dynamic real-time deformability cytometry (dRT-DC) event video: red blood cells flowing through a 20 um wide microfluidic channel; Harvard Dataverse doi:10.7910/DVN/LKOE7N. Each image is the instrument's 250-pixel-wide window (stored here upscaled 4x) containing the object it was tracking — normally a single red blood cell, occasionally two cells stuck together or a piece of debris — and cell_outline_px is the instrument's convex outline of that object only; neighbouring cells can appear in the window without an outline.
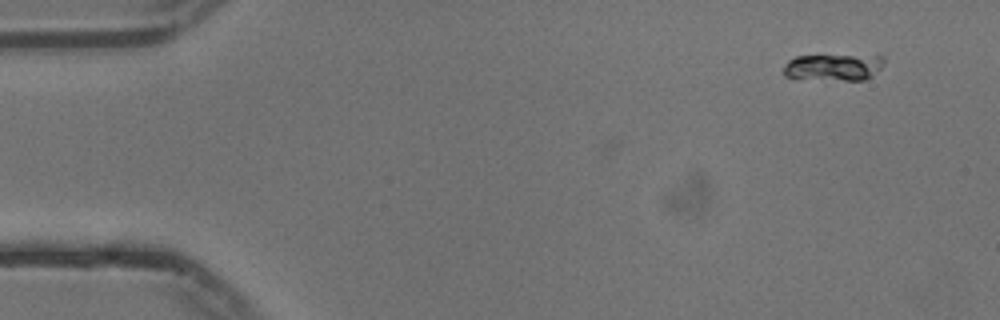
{"species": "common noctule bat (a hibernating species)", "species_latin": "Nyctalus noctula", "temperature_condition": "cold", "stored_images_in_passage": 52, "camera_frame_rate_fps": 3000, "um_per_image_px": 0.085, "animal": {"sex": "male", "body_mass_g": 13.3}, "frame": {"image": 1, "passage_image": 1, "time_ms": 0.0, "image_size_px": [1000, 320], "cell_outline_px": [[884, 60], [880, 68], [872, 76], [864, 80], [844, 80], [784, 76], [780, 72], [784, 64], [788, 60], [796, 56], [880, 52], [884, 56]], "centroid_in_image_um": [70.94, 5.63], "position_along_channel_um": 14.1, "area_um2": 16.59}}
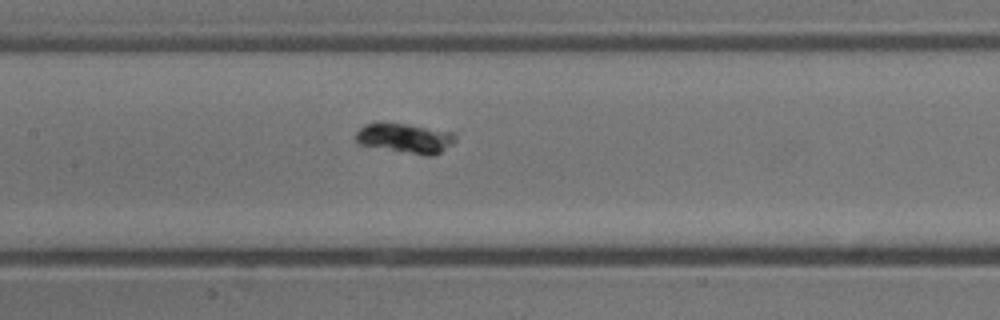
{"frame": {"image": 2, "passage_image": 23, "time_ms": 7.333, "image_size_px": [1000, 320], "cell_outline_px": [[456, 140], [452, 144], [440, 152], [432, 156], [424, 156], [360, 144], [356, 140], [356, 132], [364, 124], [376, 120], [408, 124], [452, 132], [456, 136]], "centroid_in_image_um": [34.41, 11.72], "position_along_channel_um": 173.0, "area_um2": 17.57}}
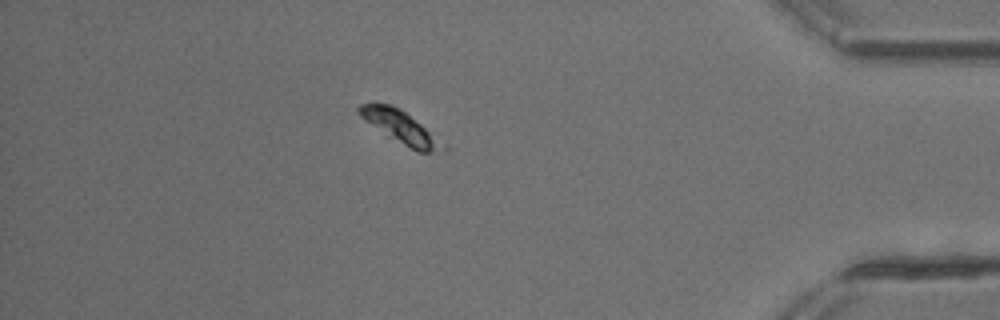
{"frame": {"image": 3, "passage_image": 45, "time_ms": 14.667, "image_size_px": [1000, 320], "cell_outline_px": [[448, 148], [428, 152], [416, 152], [388, 136], [364, 120], [356, 112], [356, 108], [360, 104], [392, 104], [400, 108], [448, 144]], "centroid_in_image_um": [34.08, 10.81], "position_along_channel_um": 401.1, "area_um2": 15.95}}